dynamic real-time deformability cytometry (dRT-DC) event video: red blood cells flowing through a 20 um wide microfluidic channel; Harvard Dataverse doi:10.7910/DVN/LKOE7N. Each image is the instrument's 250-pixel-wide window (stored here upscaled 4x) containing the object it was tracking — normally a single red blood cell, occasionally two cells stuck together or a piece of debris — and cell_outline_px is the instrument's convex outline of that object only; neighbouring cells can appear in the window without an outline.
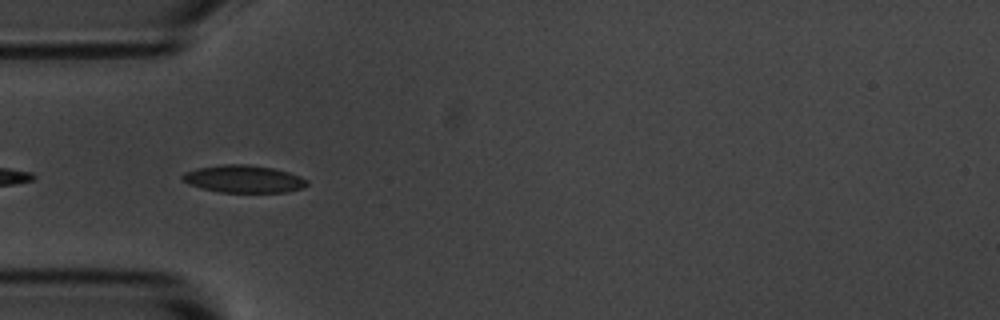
{"species": "common noctule bat (a hibernating species)", "species_latin": "Nyctalus noctula", "temperature_condition": "room temperature", "stored_images_in_passage": 10, "camera_frame_rate_fps": 3000, "um_per_image_px": 0.085, "animal": {"sex": "male", "body_mass_g": 20.1, "forearm_length_mm": 53.5}, "frame": {"image": 1, "passage_image": 4, "time_ms": 4.333, "image_size_px": [1000, 320], "cell_outline_px": [[308, 184], [304, 188], [284, 192], [220, 192], [188, 184], [180, 180], [180, 176], [184, 172], [200, 168], [224, 164], [248, 164], [272, 168], [288, 172], [300, 176], [308, 180]], "centroid_in_image_um": [20.71, 15.21], "position_along_channel_um": 64.3, "area_um2": 19.88}}
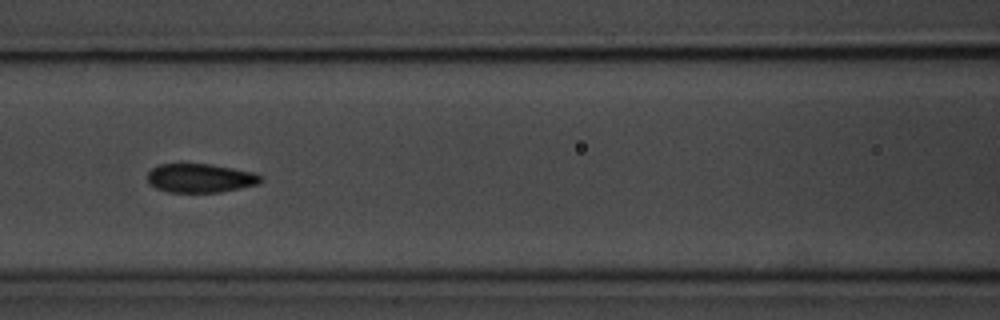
{"frame": {"image": 2, "passage_image": 6, "time_ms": 6.667, "image_size_px": [1000, 320], "cell_outline_px": [[264, 180], [256, 184], [240, 188], [220, 192], [168, 192], [156, 188], [148, 180], [148, 172], [152, 168], [160, 164], [212, 164], [252, 172], [260, 176]], "centroid_in_image_um": [17.02, 15.14], "position_along_channel_um": 149.6, "area_um2": 18.84}}
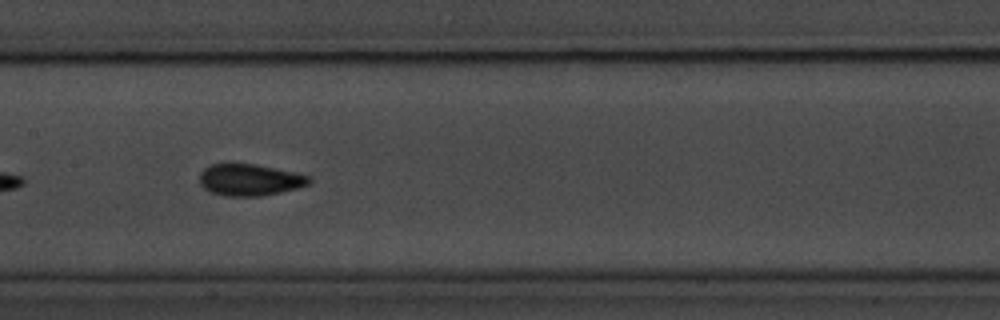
{"frame": {"image": 3, "passage_image": 7, "time_ms": 7.667, "image_size_px": [1000, 320], "cell_outline_px": [[312, 180], [308, 184], [296, 188], [280, 192], [260, 196], [224, 196], [212, 192], [204, 188], [200, 184], [200, 172], [204, 168], [212, 164], [228, 160], [256, 164], [296, 172], [312, 176]], "centroid_in_image_um": [21.2, 15.24], "position_along_channel_um": 186.2, "area_um2": 20.87}}